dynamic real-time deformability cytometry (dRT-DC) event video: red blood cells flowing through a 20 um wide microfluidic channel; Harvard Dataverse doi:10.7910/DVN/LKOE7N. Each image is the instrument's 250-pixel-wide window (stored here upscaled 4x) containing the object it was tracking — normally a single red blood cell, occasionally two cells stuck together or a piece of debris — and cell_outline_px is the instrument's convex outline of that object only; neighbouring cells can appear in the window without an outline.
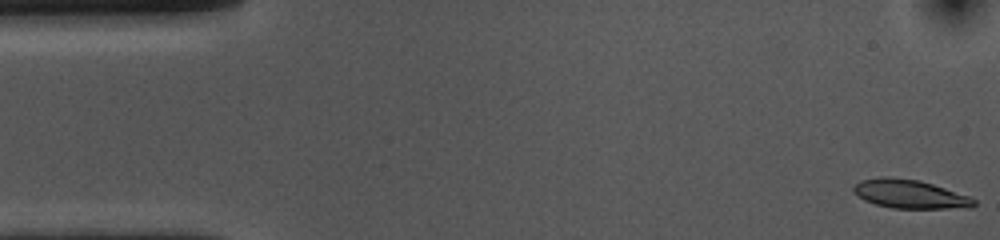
{"species": "common noctule bat (a hibernating species)", "species_latin": "Nyctalus noctula", "temperature_condition": "cold", "stored_images_in_passage": 54, "camera_frame_rate_fps": 3000, "um_per_image_px": 0.085, "animal": {"sex": "female", "body_mass_g": 10.0, "forearm_length_mm": 53.1}, "frame": {"image": 1, "passage_image": 1, "time_ms": 0.0, "image_size_px": [1000, 240], "cell_outline_px": [[976, 204], [972, 208], [892, 208], [876, 204], [864, 200], [852, 188], [860, 180], [884, 176], [888, 176], [920, 180], [968, 196], [976, 200]], "centroid_in_image_um": [77.35, 16.49], "position_along_channel_um": 7.6, "area_um2": 19.94}}
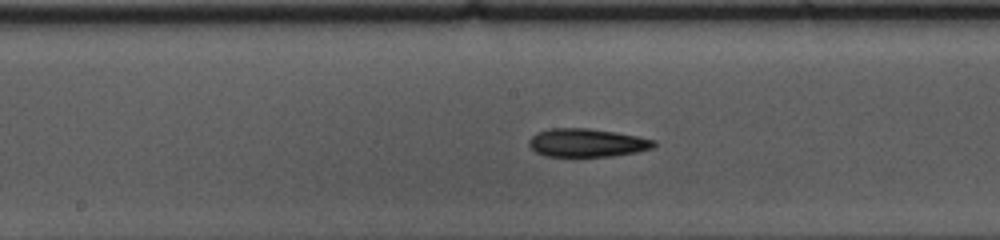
{"frame": {"image": 2, "passage_image": 26, "time_ms": 8.333, "image_size_px": [1000, 240], "cell_outline_px": [[656, 144], [652, 148], [636, 152], [612, 156], [544, 156], [536, 152], [528, 144], [528, 140], [536, 132], [548, 128], [588, 128], [616, 132], [656, 140]], "centroid_in_image_um": [49.86, 12.13], "position_along_channel_um": 198.3, "area_um2": 20.63}}
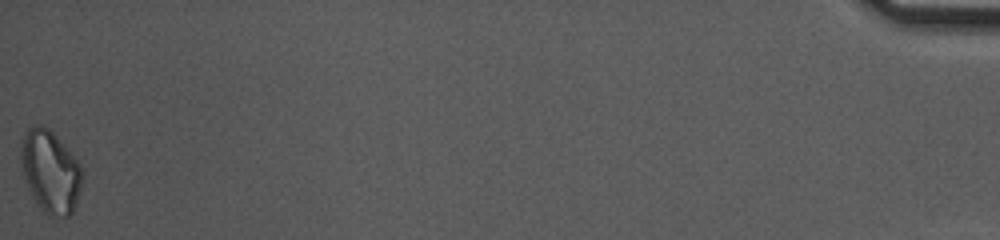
{"frame": {"image": 3, "passage_image": 54, "time_ms": 17.667, "image_size_px": [1000, 240], "cell_outline_px": [[84, 180], [76, 204], [72, 212], [68, 216], [48, 216], [36, 204], [28, 192], [20, 164], [20, 144], [28, 128], [36, 124], [40, 124], [48, 128], [56, 136], [80, 164], [84, 176]], "centroid_in_image_um": [4.26, 14.61], "position_along_channel_um": 430.9, "area_um2": 29.88}, "authors_computed_cell_mechanics": {"area_um2": 20.6346, "velocity_mm_per_s": 3.6196, "shape_relaxation_time_tau1_ms": 4.761, "shape_relaxation_time_tau2_ms": 8.8436, "deformation_change_tau1": 0.1386, "deformation_change_tau2": 0.1964}}